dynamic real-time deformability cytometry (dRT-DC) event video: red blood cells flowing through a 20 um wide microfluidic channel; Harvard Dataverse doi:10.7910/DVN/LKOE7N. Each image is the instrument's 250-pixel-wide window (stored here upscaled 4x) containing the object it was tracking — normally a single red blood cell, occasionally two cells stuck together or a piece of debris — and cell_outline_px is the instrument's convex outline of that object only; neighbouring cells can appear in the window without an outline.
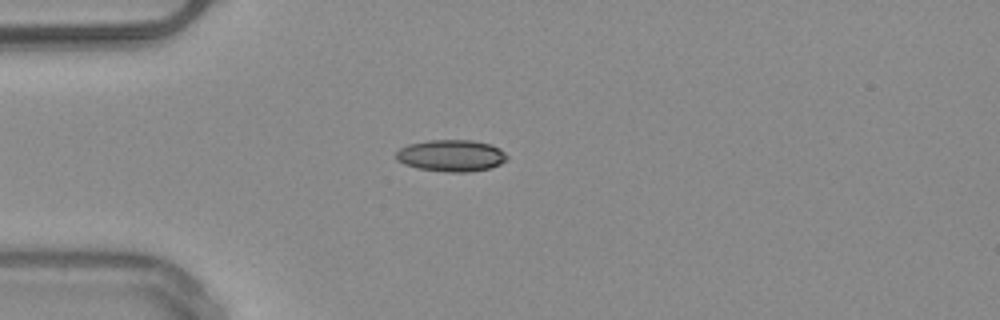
{"species": "common noctule bat (a hibernating species)", "species_latin": "Nyctalus noctula", "temperature_condition": "warm", "stored_images_in_passage": 38, "camera_frame_rate_fps": 3000, "um_per_image_px": 0.085, "animal": {"sex": "male", "body_mass_g": 20.4}, "frame": {"image": 1, "passage_image": 1, "time_ms": 0.0, "image_size_px": [1000, 320], "cell_outline_px": [[508, 160], [492, 168], [468, 172], [448, 172], [416, 168], [404, 164], [396, 160], [396, 152], [400, 148], [408, 144], [428, 140], [472, 140], [492, 144], [500, 148], [508, 156]], "centroid_in_image_um": [38.38, 13.23], "position_along_channel_um": 46.6, "area_um2": 20.81}}
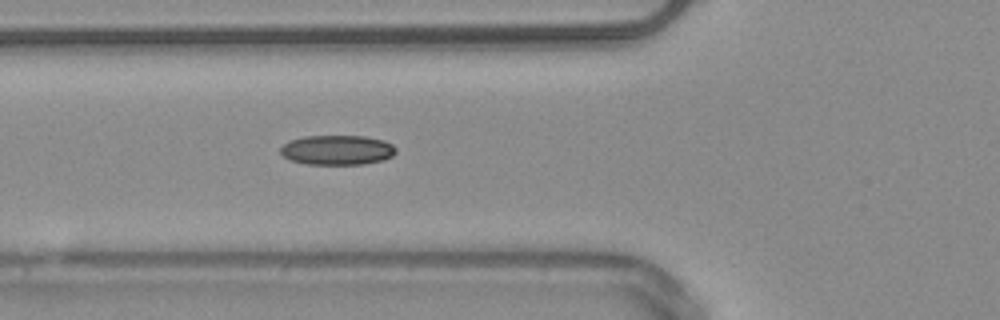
{"frame": {"image": 2, "passage_image": 6, "time_ms": 1.667, "image_size_px": [1000, 320], "cell_outline_px": [[396, 152], [392, 156], [384, 160], [364, 164], [304, 164], [288, 160], [280, 152], [280, 148], [288, 140], [304, 136], [364, 136], [384, 140], [392, 144], [396, 148]], "centroid_in_image_um": [28.65, 12.75], "position_along_channel_um": 97.1, "area_um2": 20.23}, "authors_computed_cell_mechanics": {"area_um2": 19.1896, "velocity_mm_per_s": 4.034, "shape_relaxation_time_tau1_ms": 9.7848, "shape_relaxation_time_tau2_ms": null, "deformation_change_tau1": 0.1501, "deformation_change_tau2": null}}